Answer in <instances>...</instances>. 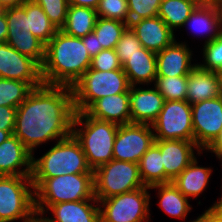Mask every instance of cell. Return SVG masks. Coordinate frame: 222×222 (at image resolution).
I'll list each match as a JSON object with an SVG mask.
<instances>
[{"label":"cell","mask_w":222,"mask_h":222,"mask_svg":"<svg viewBox=\"0 0 222 222\" xmlns=\"http://www.w3.org/2000/svg\"><path fill=\"white\" fill-rule=\"evenodd\" d=\"M69 5L88 7L96 10L99 0H68Z\"/></svg>","instance_id":"ee69618b"},{"label":"cell","mask_w":222,"mask_h":222,"mask_svg":"<svg viewBox=\"0 0 222 222\" xmlns=\"http://www.w3.org/2000/svg\"><path fill=\"white\" fill-rule=\"evenodd\" d=\"M6 15L0 16V44L6 43L8 28Z\"/></svg>","instance_id":"bcb514c9"},{"label":"cell","mask_w":222,"mask_h":222,"mask_svg":"<svg viewBox=\"0 0 222 222\" xmlns=\"http://www.w3.org/2000/svg\"><path fill=\"white\" fill-rule=\"evenodd\" d=\"M0 78L28 82L34 88L43 84L41 67L7 43L0 44Z\"/></svg>","instance_id":"4fadbf2b"},{"label":"cell","mask_w":222,"mask_h":222,"mask_svg":"<svg viewBox=\"0 0 222 222\" xmlns=\"http://www.w3.org/2000/svg\"><path fill=\"white\" fill-rule=\"evenodd\" d=\"M127 27L128 24L122 21L98 17L93 32L98 38L99 47L115 49Z\"/></svg>","instance_id":"4dcf8cb0"},{"label":"cell","mask_w":222,"mask_h":222,"mask_svg":"<svg viewBox=\"0 0 222 222\" xmlns=\"http://www.w3.org/2000/svg\"><path fill=\"white\" fill-rule=\"evenodd\" d=\"M93 181L94 197L98 201L145 187L139 164L115 159L95 169Z\"/></svg>","instance_id":"ba28073f"},{"label":"cell","mask_w":222,"mask_h":222,"mask_svg":"<svg viewBox=\"0 0 222 222\" xmlns=\"http://www.w3.org/2000/svg\"><path fill=\"white\" fill-rule=\"evenodd\" d=\"M28 32L36 36L45 46L51 41L58 29L49 20L40 5L26 0Z\"/></svg>","instance_id":"4316f807"},{"label":"cell","mask_w":222,"mask_h":222,"mask_svg":"<svg viewBox=\"0 0 222 222\" xmlns=\"http://www.w3.org/2000/svg\"><path fill=\"white\" fill-rule=\"evenodd\" d=\"M40 5L49 20L60 30L66 21L68 0H32Z\"/></svg>","instance_id":"d590c367"},{"label":"cell","mask_w":222,"mask_h":222,"mask_svg":"<svg viewBox=\"0 0 222 222\" xmlns=\"http://www.w3.org/2000/svg\"><path fill=\"white\" fill-rule=\"evenodd\" d=\"M81 39L91 58L95 57L101 50H104L103 47H99L98 38L94 32L81 37Z\"/></svg>","instance_id":"b9f144b4"},{"label":"cell","mask_w":222,"mask_h":222,"mask_svg":"<svg viewBox=\"0 0 222 222\" xmlns=\"http://www.w3.org/2000/svg\"><path fill=\"white\" fill-rule=\"evenodd\" d=\"M149 187L98 201L100 222H150Z\"/></svg>","instance_id":"9c48e42d"},{"label":"cell","mask_w":222,"mask_h":222,"mask_svg":"<svg viewBox=\"0 0 222 222\" xmlns=\"http://www.w3.org/2000/svg\"><path fill=\"white\" fill-rule=\"evenodd\" d=\"M96 12L98 17L119 20L129 25L127 0H99Z\"/></svg>","instance_id":"e575fe53"},{"label":"cell","mask_w":222,"mask_h":222,"mask_svg":"<svg viewBox=\"0 0 222 222\" xmlns=\"http://www.w3.org/2000/svg\"><path fill=\"white\" fill-rule=\"evenodd\" d=\"M190 222H206V210L203 214L197 217V219H194L193 221Z\"/></svg>","instance_id":"11a10c76"},{"label":"cell","mask_w":222,"mask_h":222,"mask_svg":"<svg viewBox=\"0 0 222 222\" xmlns=\"http://www.w3.org/2000/svg\"><path fill=\"white\" fill-rule=\"evenodd\" d=\"M88 116L118 125L131 123L129 92L99 98L85 111Z\"/></svg>","instance_id":"d6986e66"},{"label":"cell","mask_w":222,"mask_h":222,"mask_svg":"<svg viewBox=\"0 0 222 222\" xmlns=\"http://www.w3.org/2000/svg\"><path fill=\"white\" fill-rule=\"evenodd\" d=\"M33 89L28 82L0 78V106L18 108Z\"/></svg>","instance_id":"1f68e13d"},{"label":"cell","mask_w":222,"mask_h":222,"mask_svg":"<svg viewBox=\"0 0 222 222\" xmlns=\"http://www.w3.org/2000/svg\"><path fill=\"white\" fill-rule=\"evenodd\" d=\"M26 0H0V4H3L6 8L20 6Z\"/></svg>","instance_id":"681fc988"},{"label":"cell","mask_w":222,"mask_h":222,"mask_svg":"<svg viewBox=\"0 0 222 222\" xmlns=\"http://www.w3.org/2000/svg\"><path fill=\"white\" fill-rule=\"evenodd\" d=\"M196 7H214L216 0H188Z\"/></svg>","instance_id":"7dc6e473"},{"label":"cell","mask_w":222,"mask_h":222,"mask_svg":"<svg viewBox=\"0 0 222 222\" xmlns=\"http://www.w3.org/2000/svg\"><path fill=\"white\" fill-rule=\"evenodd\" d=\"M37 215H44L51 205L94 197L93 173L61 175L54 178H31Z\"/></svg>","instance_id":"3957f363"},{"label":"cell","mask_w":222,"mask_h":222,"mask_svg":"<svg viewBox=\"0 0 222 222\" xmlns=\"http://www.w3.org/2000/svg\"><path fill=\"white\" fill-rule=\"evenodd\" d=\"M128 26L136 34L142 47L155 53L170 46L176 40L175 32L158 16L139 19Z\"/></svg>","instance_id":"9a60e30c"},{"label":"cell","mask_w":222,"mask_h":222,"mask_svg":"<svg viewBox=\"0 0 222 222\" xmlns=\"http://www.w3.org/2000/svg\"><path fill=\"white\" fill-rule=\"evenodd\" d=\"M196 6L188 0H161L158 17L174 32L181 29Z\"/></svg>","instance_id":"f1b7e54d"},{"label":"cell","mask_w":222,"mask_h":222,"mask_svg":"<svg viewBox=\"0 0 222 222\" xmlns=\"http://www.w3.org/2000/svg\"><path fill=\"white\" fill-rule=\"evenodd\" d=\"M218 72L201 69L198 65L189 73L187 102L194 104L219 97Z\"/></svg>","instance_id":"7402d4cb"},{"label":"cell","mask_w":222,"mask_h":222,"mask_svg":"<svg viewBox=\"0 0 222 222\" xmlns=\"http://www.w3.org/2000/svg\"><path fill=\"white\" fill-rule=\"evenodd\" d=\"M213 8H214L215 13L217 15V19L219 21V24L222 28V0H216Z\"/></svg>","instance_id":"c3c4849f"},{"label":"cell","mask_w":222,"mask_h":222,"mask_svg":"<svg viewBox=\"0 0 222 222\" xmlns=\"http://www.w3.org/2000/svg\"><path fill=\"white\" fill-rule=\"evenodd\" d=\"M129 24L158 15L161 0H127Z\"/></svg>","instance_id":"8d00e7d4"},{"label":"cell","mask_w":222,"mask_h":222,"mask_svg":"<svg viewBox=\"0 0 222 222\" xmlns=\"http://www.w3.org/2000/svg\"><path fill=\"white\" fill-rule=\"evenodd\" d=\"M187 83L188 76H157L154 86L165 101H187Z\"/></svg>","instance_id":"d6a6232c"},{"label":"cell","mask_w":222,"mask_h":222,"mask_svg":"<svg viewBox=\"0 0 222 222\" xmlns=\"http://www.w3.org/2000/svg\"><path fill=\"white\" fill-rule=\"evenodd\" d=\"M7 8L3 5L0 4V16L5 15Z\"/></svg>","instance_id":"9f6ffc18"},{"label":"cell","mask_w":222,"mask_h":222,"mask_svg":"<svg viewBox=\"0 0 222 222\" xmlns=\"http://www.w3.org/2000/svg\"><path fill=\"white\" fill-rule=\"evenodd\" d=\"M206 222H220L214 215L206 210Z\"/></svg>","instance_id":"816d5d0a"},{"label":"cell","mask_w":222,"mask_h":222,"mask_svg":"<svg viewBox=\"0 0 222 222\" xmlns=\"http://www.w3.org/2000/svg\"><path fill=\"white\" fill-rule=\"evenodd\" d=\"M185 26H189L191 31H194L193 34H197L196 36L204 34L207 39L204 43L218 38L222 32L213 7H196L184 23L183 27Z\"/></svg>","instance_id":"484cf974"},{"label":"cell","mask_w":222,"mask_h":222,"mask_svg":"<svg viewBox=\"0 0 222 222\" xmlns=\"http://www.w3.org/2000/svg\"><path fill=\"white\" fill-rule=\"evenodd\" d=\"M35 215L31 176H0V222H27Z\"/></svg>","instance_id":"52a82bcc"},{"label":"cell","mask_w":222,"mask_h":222,"mask_svg":"<svg viewBox=\"0 0 222 222\" xmlns=\"http://www.w3.org/2000/svg\"><path fill=\"white\" fill-rule=\"evenodd\" d=\"M13 132L14 131H3V130H0V144L3 141H6L11 135H13Z\"/></svg>","instance_id":"f907efd6"},{"label":"cell","mask_w":222,"mask_h":222,"mask_svg":"<svg viewBox=\"0 0 222 222\" xmlns=\"http://www.w3.org/2000/svg\"><path fill=\"white\" fill-rule=\"evenodd\" d=\"M118 126L113 122L94 119L85 112L75 113L71 134L80 143L87 163L93 171L113 160Z\"/></svg>","instance_id":"277c9868"},{"label":"cell","mask_w":222,"mask_h":222,"mask_svg":"<svg viewBox=\"0 0 222 222\" xmlns=\"http://www.w3.org/2000/svg\"><path fill=\"white\" fill-rule=\"evenodd\" d=\"M203 64L197 65L208 71H222V32L220 36L203 45Z\"/></svg>","instance_id":"836d02e7"},{"label":"cell","mask_w":222,"mask_h":222,"mask_svg":"<svg viewBox=\"0 0 222 222\" xmlns=\"http://www.w3.org/2000/svg\"><path fill=\"white\" fill-rule=\"evenodd\" d=\"M32 159L33 154L26 146L11 135L0 144V176H31Z\"/></svg>","instance_id":"2e32d148"},{"label":"cell","mask_w":222,"mask_h":222,"mask_svg":"<svg viewBox=\"0 0 222 222\" xmlns=\"http://www.w3.org/2000/svg\"><path fill=\"white\" fill-rule=\"evenodd\" d=\"M140 48H142L141 42L128 26L115 47V51L119 57L121 65L123 66L131 56L138 52Z\"/></svg>","instance_id":"f35d334b"},{"label":"cell","mask_w":222,"mask_h":222,"mask_svg":"<svg viewBox=\"0 0 222 222\" xmlns=\"http://www.w3.org/2000/svg\"><path fill=\"white\" fill-rule=\"evenodd\" d=\"M90 69L112 71L123 68L115 49H104L101 50L95 57L91 58Z\"/></svg>","instance_id":"ab89813d"},{"label":"cell","mask_w":222,"mask_h":222,"mask_svg":"<svg viewBox=\"0 0 222 222\" xmlns=\"http://www.w3.org/2000/svg\"><path fill=\"white\" fill-rule=\"evenodd\" d=\"M219 97L222 98V71L218 72Z\"/></svg>","instance_id":"f5cc1de1"},{"label":"cell","mask_w":222,"mask_h":222,"mask_svg":"<svg viewBox=\"0 0 222 222\" xmlns=\"http://www.w3.org/2000/svg\"><path fill=\"white\" fill-rule=\"evenodd\" d=\"M129 98L131 123L151 125L157 119L165 102L155 86L149 89L130 86Z\"/></svg>","instance_id":"e0dca14e"},{"label":"cell","mask_w":222,"mask_h":222,"mask_svg":"<svg viewBox=\"0 0 222 222\" xmlns=\"http://www.w3.org/2000/svg\"><path fill=\"white\" fill-rule=\"evenodd\" d=\"M165 168V183L172 182L195 158L203 153L194 141L155 139Z\"/></svg>","instance_id":"5bb4252c"},{"label":"cell","mask_w":222,"mask_h":222,"mask_svg":"<svg viewBox=\"0 0 222 222\" xmlns=\"http://www.w3.org/2000/svg\"><path fill=\"white\" fill-rule=\"evenodd\" d=\"M191 109L194 142L205 151L222 130V98L194 103Z\"/></svg>","instance_id":"7c38bea8"},{"label":"cell","mask_w":222,"mask_h":222,"mask_svg":"<svg viewBox=\"0 0 222 222\" xmlns=\"http://www.w3.org/2000/svg\"><path fill=\"white\" fill-rule=\"evenodd\" d=\"M197 157L172 181L187 198L197 200L209 184L212 169L199 166Z\"/></svg>","instance_id":"603a6c76"},{"label":"cell","mask_w":222,"mask_h":222,"mask_svg":"<svg viewBox=\"0 0 222 222\" xmlns=\"http://www.w3.org/2000/svg\"><path fill=\"white\" fill-rule=\"evenodd\" d=\"M97 18V12L92 8L69 5L65 24L60 30L70 36L85 37L93 32Z\"/></svg>","instance_id":"d4e9b609"},{"label":"cell","mask_w":222,"mask_h":222,"mask_svg":"<svg viewBox=\"0 0 222 222\" xmlns=\"http://www.w3.org/2000/svg\"><path fill=\"white\" fill-rule=\"evenodd\" d=\"M27 222H47V221L42 216L36 214L32 219H30Z\"/></svg>","instance_id":"db71d44e"},{"label":"cell","mask_w":222,"mask_h":222,"mask_svg":"<svg viewBox=\"0 0 222 222\" xmlns=\"http://www.w3.org/2000/svg\"><path fill=\"white\" fill-rule=\"evenodd\" d=\"M122 68L130 86L154 84L157 77L156 53L142 47Z\"/></svg>","instance_id":"44dd1931"},{"label":"cell","mask_w":222,"mask_h":222,"mask_svg":"<svg viewBox=\"0 0 222 222\" xmlns=\"http://www.w3.org/2000/svg\"><path fill=\"white\" fill-rule=\"evenodd\" d=\"M212 215H214L220 222H222V196L213 203L211 207L207 209Z\"/></svg>","instance_id":"f6af8a7d"},{"label":"cell","mask_w":222,"mask_h":222,"mask_svg":"<svg viewBox=\"0 0 222 222\" xmlns=\"http://www.w3.org/2000/svg\"><path fill=\"white\" fill-rule=\"evenodd\" d=\"M93 173L80 143L71 134L57 141L38 159L33 156L31 178H54L61 175Z\"/></svg>","instance_id":"5b68a950"},{"label":"cell","mask_w":222,"mask_h":222,"mask_svg":"<svg viewBox=\"0 0 222 222\" xmlns=\"http://www.w3.org/2000/svg\"><path fill=\"white\" fill-rule=\"evenodd\" d=\"M187 46L186 42L175 40L170 46L157 52V76H188L197 63L191 64L193 51Z\"/></svg>","instance_id":"ac0fdd59"},{"label":"cell","mask_w":222,"mask_h":222,"mask_svg":"<svg viewBox=\"0 0 222 222\" xmlns=\"http://www.w3.org/2000/svg\"><path fill=\"white\" fill-rule=\"evenodd\" d=\"M6 43L24 56L33 59L40 67L45 58V45L31 32L7 35Z\"/></svg>","instance_id":"f546056e"},{"label":"cell","mask_w":222,"mask_h":222,"mask_svg":"<svg viewBox=\"0 0 222 222\" xmlns=\"http://www.w3.org/2000/svg\"><path fill=\"white\" fill-rule=\"evenodd\" d=\"M17 108L0 106V130L14 131Z\"/></svg>","instance_id":"60d3db41"},{"label":"cell","mask_w":222,"mask_h":222,"mask_svg":"<svg viewBox=\"0 0 222 222\" xmlns=\"http://www.w3.org/2000/svg\"><path fill=\"white\" fill-rule=\"evenodd\" d=\"M150 189H158L157 197L160 198L158 208L170 215V217L185 220L188 212H191L192 206L189 204L188 198L178 190L173 182L155 184L149 186Z\"/></svg>","instance_id":"cb8c5ba5"},{"label":"cell","mask_w":222,"mask_h":222,"mask_svg":"<svg viewBox=\"0 0 222 222\" xmlns=\"http://www.w3.org/2000/svg\"><path fill=\"white\" fill-rule=\"evenodd\" d=\"M210 153L216 154L218 160L222 161V130L214 142L206 149Z\"/></svg>","instance_id":"7bdbcfd3"},{"label":"cell","mask_w":222,"mask_h":222,"mask_svg":"<svg viewBox=\"0 0 222 222\" xmlns=\"http://www.w3.org/2000/svg\"><path fill=\"white\" fill-rule=\"evenodd\" d=\"M47 210L52 214L50 218L42 215L47 222H100L97 199L62 202L51 205Z\"/></svg>","instance_id":"ffe728a7"},{"label":"cell","mask_w":222,"mask_h":222,"mask_svg":"<svg viewBox=\"0 0 222 222\" xmlns=\"http://www.w3.org/2000/svg\"><path fill=\"white\" fill-rule=\"evenodd\" d=\"M154 140V132L150 124L119 125L113 146V159L138 164Z\"/></svg>","instance_id":"8fae6325"},{"label":"cell","mask_w":222,"mask_h":222,"mask_svg":"<svg viewBox=\"0 0 222 222\" xmlns=\"http://www.w3.org/2000/svg\"><path fill=\"white\" fill-rule=\"evenodd\" d=\"M7 35L28 34V23L26 15V1L20 6L10 7L6 10Z\"/></svg>","instance_id":"74e56055"},{"label":"cell","mask_w":222,"mask_h":222,"mask_svg":"<svg viewBox=\"0 0 222 222\" xmlns=\"http://www.w3.org/2000/svg\"><path fill=\"white\" fill-rule=\"evenodd\" d=\"M151 126L154 139L194 141L191 104L187 101H165Z\"/></svg>","instance_id":"30bf717a"},{"label":"cell","mask_w":222,"mask_h":222,"mask_svg":"<svg viewBox=\"0 0 222 222\" xmlns=\"http://www.w3.org/2000/svg\"><path fill=\"white\" fill-rule=\"evenodd\" d=\"M75 113L71 87L42 84L17 108L13 135L34 156L36 147L71 135Z\"/></svg>","instance_id":"6da1fadb"},{"label":"cell","mask_w":222,"mask_h":222,"mask_svg":"<svg viewBox=\"0 0 222 222\" xmlns=\"http://www.w3.org/2000/svg\"><path fill=\"white\" fill-rule=\"evenodd\" d=\"M91 57L81 38L61 30L45 46L43 84L72 87L90 68Z\"/></svg>","instance_id":"7a4b0ae2"},{"label":"cell","mask_w":222,"mask_h":222,"mask_svg":"<svg viewBox=\"0 0 222 222\" xmlns=\"http://www.w3.org/2000/svg\"><path fill=\"white\" fill-rule=\"evenodd\" d=\"M139 173L145 186L165 183V168L160 149L153 143L139 161Z\"/></svg>","instance_id":"83f0119b"},{"label":"cell","mask_w":222,"mask_h":222,"mask_svg":"<svg viewBox=\"0 0 222 222\" xmlns=\"http://www.w3.org/2000/svg\"><path fill=\"white\" fill-rule=\"evenodd\" d=\"M71 88L75 112H84L99 98L129 92L130 84L123 69L99 71L89 68Z\"/></svg>","instance_id":"8992f818"}]
</instances>
